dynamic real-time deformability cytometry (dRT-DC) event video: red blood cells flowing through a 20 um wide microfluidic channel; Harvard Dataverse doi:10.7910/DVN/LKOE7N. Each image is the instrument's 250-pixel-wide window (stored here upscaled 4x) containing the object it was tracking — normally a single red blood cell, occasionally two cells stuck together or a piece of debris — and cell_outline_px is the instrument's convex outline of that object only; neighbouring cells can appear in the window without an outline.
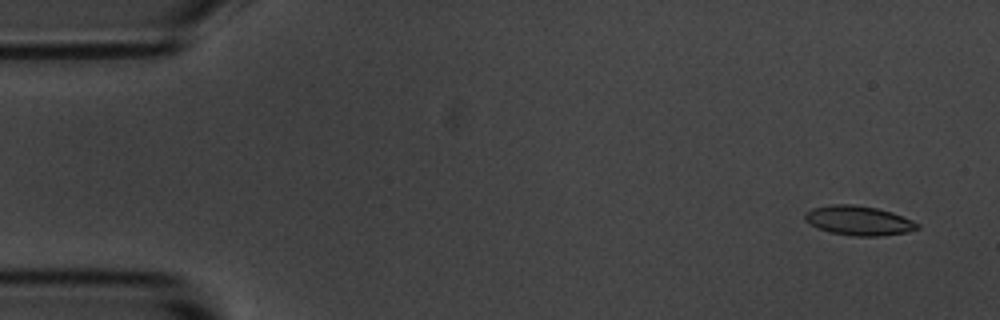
{"species": "common noctule bat (a hibernating species)", "species_latin": "Nyctalus noctula", "temperature_condition": "room temperature", "stored_images_in_passage": 54, "camera_frame_rate_fps": 3000, "um_per_image_px": 0.085, "animal": {"sex": "male", "body_mass_g": 20.1, "forearm_length_mm": 53.5}, "frame": {"image": 1, "passage_image": 2, "time_ms": 0.333, "image_size_px": [1000, 320], "cell_outline_px": [[920, 228], [908, 232], [880, 236], [852, 236], [832, 232], [820, 228], [804, 220], [804, 212], [812, 208], [832, 204], [852, 204], [876, 208], [892, 212], [912, 220], [920, 224]], "centroid_in_image_um": [73.01, 18.74], "position_along_channel_um": 12.0, "area_um2": 19.25}}
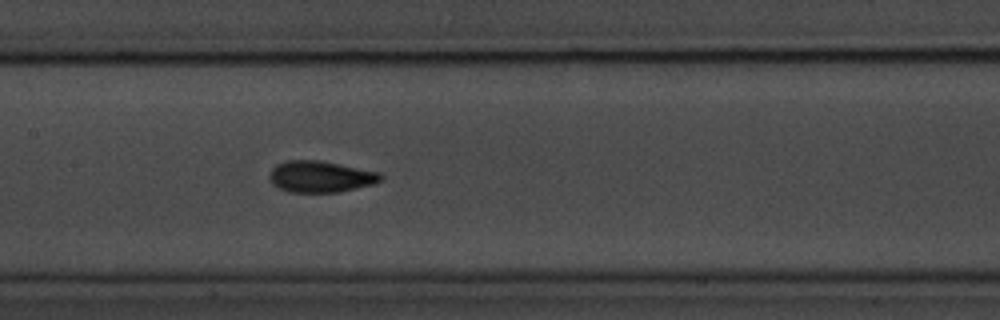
{"frame": {"image": 2, "passage_image": 25, "time_ms": 8.0, "image_size_px": [1000, 320], "cell_outline_px": [[384, 180], [376, 184], [340, 192], [288, 192], [272, 184], [268, 176], [272, 168], [276, 164], [288, 160], [320, 160], [380, 172], [384, 176]], "centroid_in_image_um": [27.28, 15.01], "position_along_channel_um": 180.1, "area_um2": 20.69}}
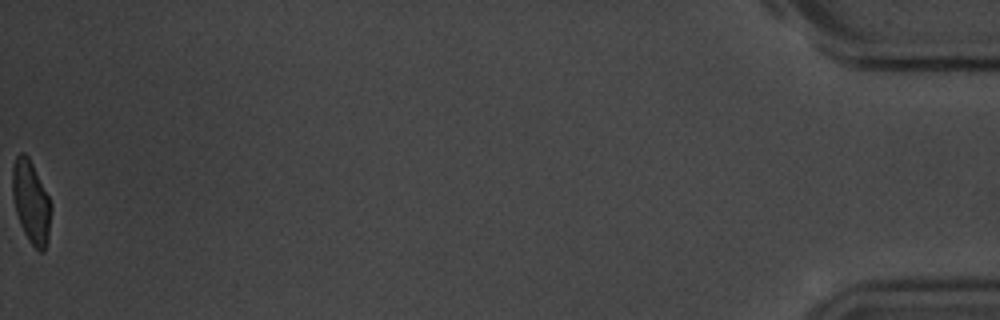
{"frame": {"image": 3, "passage_image": 54, "time_ms": 17.667, "image_size_px": [1000, 320], "cell_outline_px": [[52, 208], [48, 240], [44, 252], [40, 252], [28, 240], [20, 224], [16, 212], [12, 196], [12, 164], [16, 156], [20, 152], [24, 152], [28, 156], [52, 204]], "centroid_in_image_um": [2.64, 17.17], "position_along_channel_um": 432.6, "area_um2": 18.67}, "authors_computed_cell_mechanics": {"area_um2": 19.5942, "velocity_mm_per_s": 3.6636, "shape_relaxation_time_tau1_ms": 2.9443, "shape_relaxation_time_tau2_ms": 1.319, "deformation_change_tau1": 0.1207, "deformation_change_tau2": 0.0623}}